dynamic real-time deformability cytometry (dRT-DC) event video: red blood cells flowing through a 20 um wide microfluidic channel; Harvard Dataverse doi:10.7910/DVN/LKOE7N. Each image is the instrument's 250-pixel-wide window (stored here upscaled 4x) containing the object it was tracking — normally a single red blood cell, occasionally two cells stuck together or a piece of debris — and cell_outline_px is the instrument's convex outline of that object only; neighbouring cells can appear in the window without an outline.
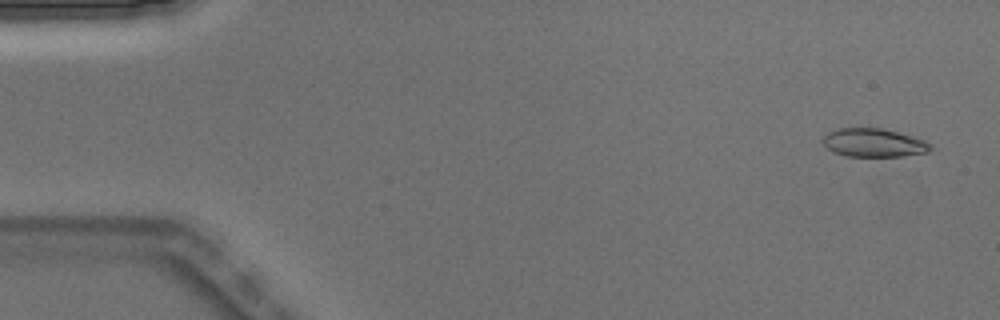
{"species": "Egyptian fruit bat (a non-hibernating species)", "species_latin": "Rousettus aegyptiacus", "temperature_condition": "warm", "stored_images_in_passage": 4, "camera_frame_rate_fps": 3000, "um_per_image_px": 0.085, "animal": {"sex": "male"}, "frame": {"image": 1, "passage_image": 1, "time_ms": 0.0, "image_size_px": [1000, 320], "cell_outline_px": [[932, 148], [928, 152], [904, 156], [848, 156], [832, 152], [820, 140], [828, 132], [836, 128], [880, 128], [912, 136], [924, 140], [932, 144]], "centroid_in_image_um": [74.25, 12.13], "position_along_channel_um": 10.8, "area_um2": 17.86}}